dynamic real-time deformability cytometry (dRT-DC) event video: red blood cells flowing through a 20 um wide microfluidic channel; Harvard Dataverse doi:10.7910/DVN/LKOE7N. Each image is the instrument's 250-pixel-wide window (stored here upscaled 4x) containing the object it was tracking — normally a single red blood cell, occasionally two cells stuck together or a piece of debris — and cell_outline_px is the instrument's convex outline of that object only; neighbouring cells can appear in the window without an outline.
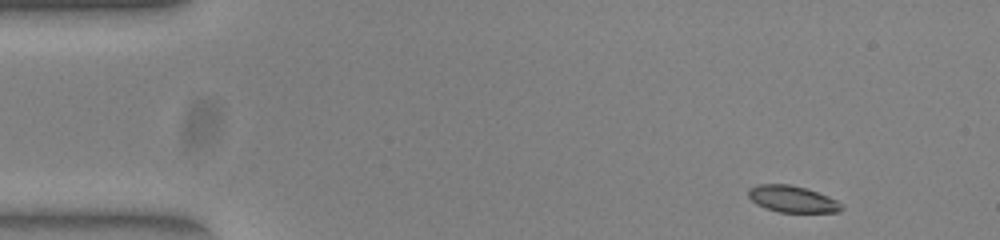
{"species": "common noctule bat (a hibernating species)", "species_latin": "Nyctalus noctula", "temperature_condition": "warm", "stored_images_in_passage": 48, "camera_frame_rate_fps": 3000, "um_per_image_px": 0.085, "animal": {"sex": "female", "body_mass_g": 23.0, "forearm_length_mm": 53.4}, "frame": {"image": 1, "passage_image": 1, "time_ms": 0.0, "image_size_px": [1000, 240], "cell_outline_px": [[844, 208], [840, 212], [780, 212], [764, 208], [756, 204], [748, 196], [748, 188], [760, 184], [788, 184], [804, 188], [828, 196], [844, 204]], "centroid_in_image_um": [67.36, 16.93], "position_along_channel_um": 17.6, "area_um2": 14.45}}
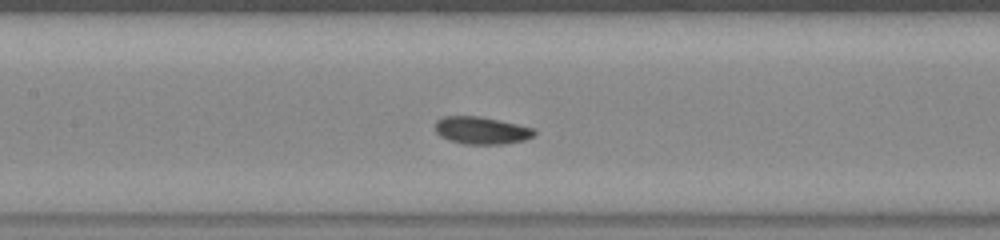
{"frame": {"image": 2, "passage_image": 20, "time_ms": 6.333, "image_size_px": [1000, 240], "cell_outline_px": [[536, 132], [532, 136], [524, 140], [504, 144], [464, 144], [448, 140], [440, 136], [436, 132], [436, 120], [444, 116], [480, 116], [516, 124], [532, 128]], "centroid_in_image_um": [40.88, 11.09], "position_along_channel_um": 166.5, "area_um2": 15.72}}
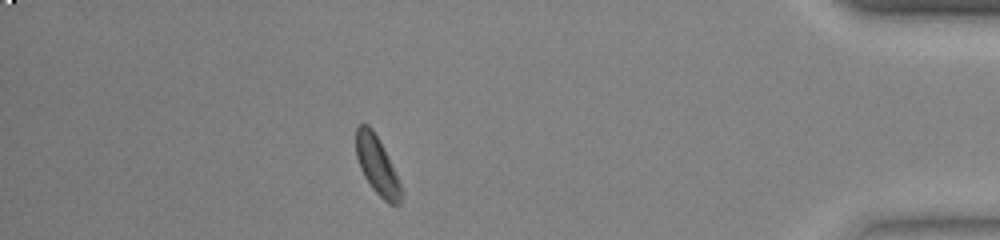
{"frame": {"image": 3, "passage_image": 42, "time_ms": 13.667, "image_size_px": [1000, 240], "cell_outline_px": [[404, 192], [400, 204], [388, 204], [372, 188], [364, 176], [360, 168], [356, 156], [356, 128], [360, 124], [368, 124], [372, 128]], "centroid_in_image_um": [32.03, 14.1], "position_along_channel_um": 403.2, "area_um2": 14.8}, "authors_computed_cell_mechanics": {"area_um2": 15.2592, "velocity_mm_per_s": 3.8806, "shape_relaxation_time_tau1_ms": 2.1223, "shape_relaxation_time_tau2_ms": 3.5328, "deformation_change_tau1": 0.0753, "deformation_change_tau2": 0.0628}}